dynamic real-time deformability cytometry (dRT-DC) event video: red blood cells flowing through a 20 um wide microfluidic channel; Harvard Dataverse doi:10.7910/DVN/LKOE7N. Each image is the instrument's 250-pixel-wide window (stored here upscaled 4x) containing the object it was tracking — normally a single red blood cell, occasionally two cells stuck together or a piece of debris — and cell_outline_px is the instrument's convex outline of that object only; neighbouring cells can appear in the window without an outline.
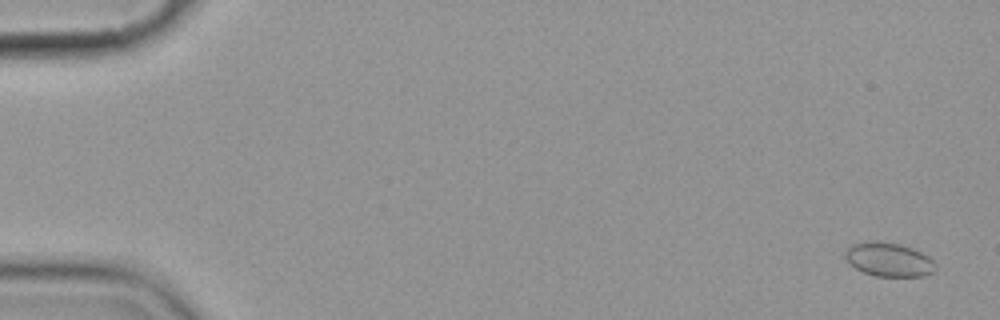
{"species": "common noctule bat (a hibernating species)", "species_latin": "Nyctalus noctula", "temperature_condition": "cold", "stored_images_in_passage": 16, "camera_frame_rate_fps": 3000, "um_per_image_px": 0.085, "animal": {"sex": "female", "body_mass_g": 19.9}, "frame": {"image": 1, "passage_image": 1, "time_ms": 0.0, "image_size_px": [1000, 320], "cell_outline_px": [[936, 268], [932, 272], [924, 276], [876, 276], [864, 272], [856, 268], [844, 256], [844, 252], [852, 244], [868, 240], [900, 244], [912, 248], [928, 256], [936, 264]], "centroid_in_image_um": [75.55, 22.05], "position_along_channel_um": 9.5, "area_um2": 17.69}}
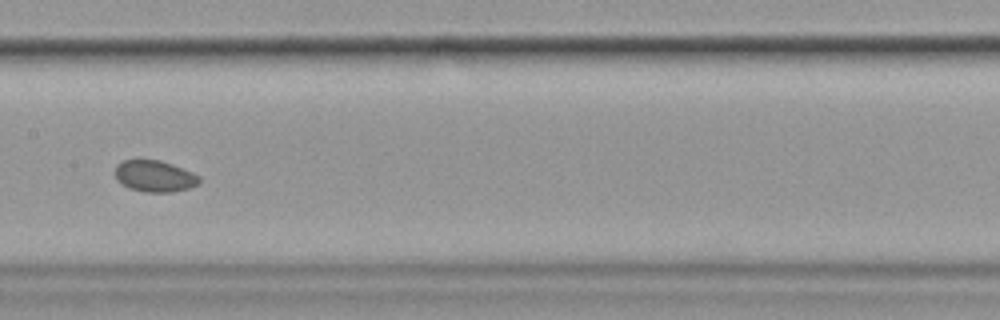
{"frame": {"image": 2, "passage_image": 8, "time_ms": 9.333, "image_size_px": [1000, 320], "cell_outline_px": [[200, 184], [188, 188], [172, 192], [148, 192], [128, 188], [116, 180], [116, 164], [124, 160], [160, 160], [172, 164], [192, 172], [200, 176]], "centroid_in_image_um": [13.15, 14.97], "position_along_channel_um": 194.2, "area_um2": 15.43}}
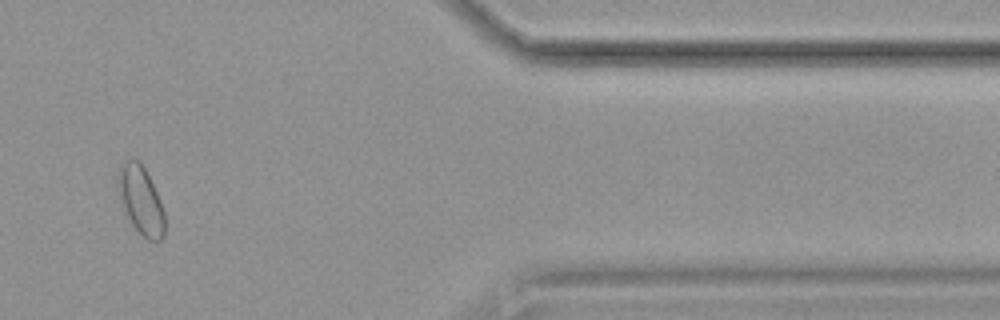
{"frame": {"image": 3, "passage_image": 13, "time_ms": 16.0, "image_size_px": [1000, 320], "cell_outline_px": [[164, 236], [160, 240], [148, 240], [132, 224], [124, 208], [116, 184], [116, 168], [124, 160], [136, 160], [144, 168], [160, 200], [164, 212]], "centroid_in_image_um": [11.93, 16.98], "position_along_channel_um": 399.5, "area_um2": 18.26}}